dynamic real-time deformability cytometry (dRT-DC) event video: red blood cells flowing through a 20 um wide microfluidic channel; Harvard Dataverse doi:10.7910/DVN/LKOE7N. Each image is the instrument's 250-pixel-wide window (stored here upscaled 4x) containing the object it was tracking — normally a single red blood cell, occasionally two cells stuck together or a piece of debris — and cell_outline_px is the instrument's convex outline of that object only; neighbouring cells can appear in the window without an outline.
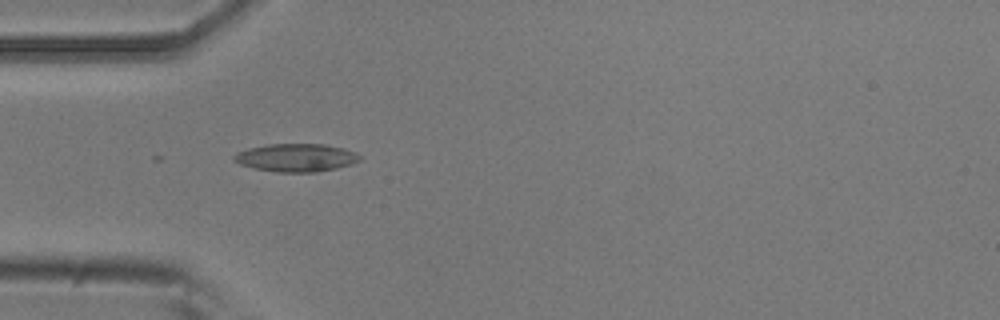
{"species": "common noctule bat (a hibernating species)", "species_latin": "Nyctalus noctula", "temperature_condition": "room temperature", "stored_images_in_passage": 8, "camera_frame_rate_fps": 3000, "um_per_image_px": 0.085, "animal": {"sex": "male", "body_mass_g": 20.5, "forearm_length_mm": 52.5}, "frame": {"image": 1, "passage_image": 5, "time_ms": 1.333, "image_size_px": [1000, 320], "cell_outline_px": [[360, 160], [352, 164], [336, 168], [316, 172], [276, 172], [252, 168], [240, 164], [232, 160], [232, 156], [236, 152], [248, 148], [268, 144], [324, 144], [344, 148], [356, 152], [360, 156]], "centroid_in_image_um": [25.14, 13.4], "position_along_channel_um": 59.9, "area_um2": 20.69}}
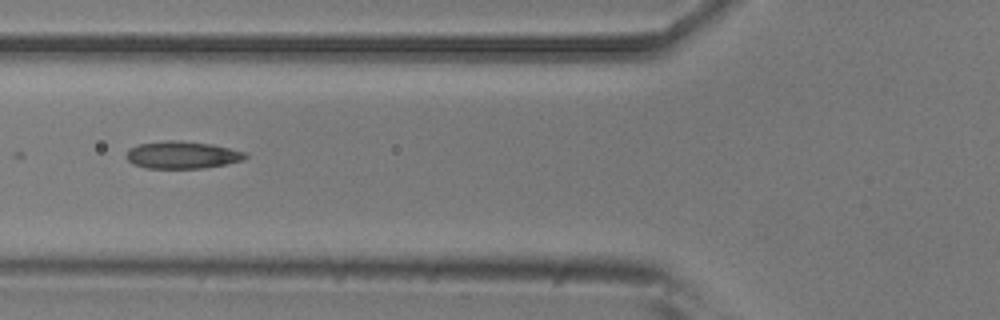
{"frame": {"image": 2, "passage_image": 6, "time_ms": 1.667, "image_size_px": [1000, 320], "cell_outline_px": [[248, 156], [244, 160], [204, 168], [144, 168], [132, 164], [124, 156], [128, 148], [140, 144], [164, 140], [176, 140], [212, 144], [248, 152]], "centroid_in_image_um": [15.47, 13.17], "position_along_channel_um": 110.3, "area_um2": 19.19}}
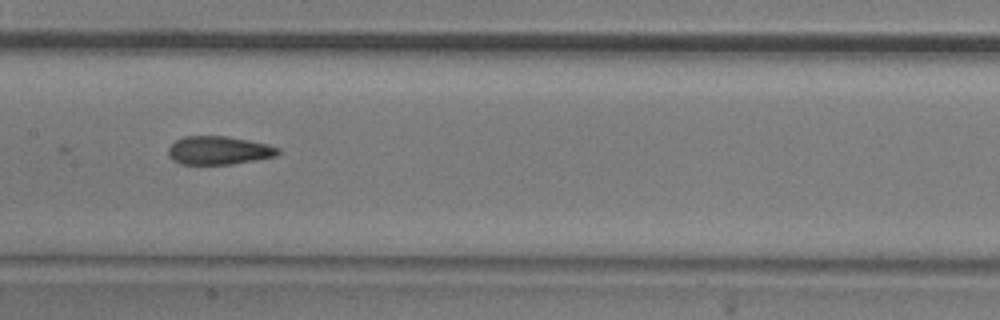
{"frame": {"image": 3, "passage_image": 8, "time_ms": 2.333, "image_size_px": [1000, 320], "cell_outline_px": [[280, 152], [276, 156], [232, 164], [180, 164], [172, 160], [168, 156], [168, 148], [176, 140], [184, 136], [228, 136], [268, 144], [280, 148]], "centroid_in_image_um": [18.58, 12.78], "position_along_channel_um": 188.8, "area_um2": 18.21}}